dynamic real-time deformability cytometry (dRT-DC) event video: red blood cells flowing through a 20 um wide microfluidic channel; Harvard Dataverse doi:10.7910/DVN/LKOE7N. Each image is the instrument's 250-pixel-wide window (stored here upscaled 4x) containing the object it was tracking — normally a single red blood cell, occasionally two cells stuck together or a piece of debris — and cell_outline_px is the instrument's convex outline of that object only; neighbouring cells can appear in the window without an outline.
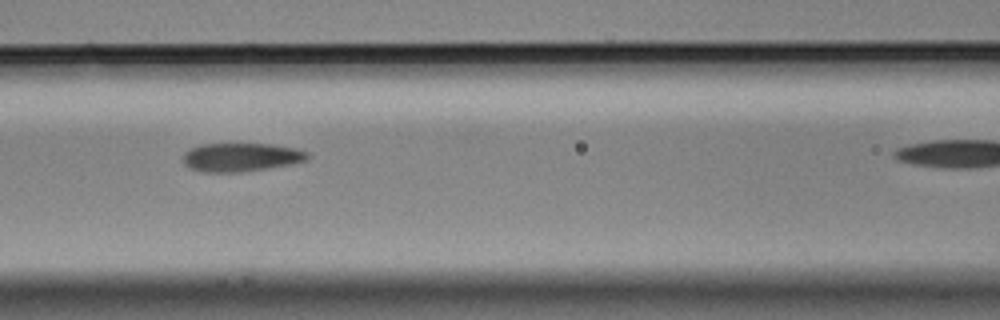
{"species": "Egyptian fruit bat (a non-hibernating species)", "species_latin": "Rousettus aegyptiacus", "temperature_condition": "cold", "stored_images_in_passage": 6, "segment_of_instrument_passage": [1, 2], "camera_frame_rate_fps": 3000, "um_per_image_px": 0.085, "animal": {"sex": "male"}, "frame": {"image": 1, "passage_image": 4, "time_ms": 1.0, "image_size_px": [1000, 320], "cell_outline_px": [[308, 160], [292, 164], [268, 168], [240, 172], [204, 172], [192, 168], [184, 164], [184, 152], [188, 148], [200, 144], [268, 144], [292, 148], [308, 152]], "centroid_in_image_um": [20.47, 13.36], "position_along_channel_um": 146.1, "area_um2": 20.58}}
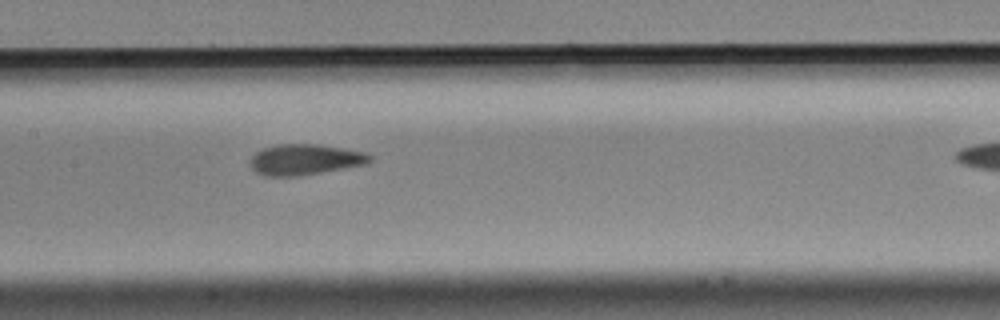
{"frame": {"image": 2, "passage_image": 5, "time_ms": 1.333, "image_size_px": [1000, 320], "cell_outline_px": [[372, 160], [368, 164], [296, 176], [264, 176], [256, 172], [248, 164], [248, 160], [256, 152], [264, 148], [280, 144], [320, 144], [344, 148], [364, 152], [372, 156]], "centroid_in_image_um": [25.91, 13.56], "position_along_channel_um": 181.5, "area_um2": 21.5}}